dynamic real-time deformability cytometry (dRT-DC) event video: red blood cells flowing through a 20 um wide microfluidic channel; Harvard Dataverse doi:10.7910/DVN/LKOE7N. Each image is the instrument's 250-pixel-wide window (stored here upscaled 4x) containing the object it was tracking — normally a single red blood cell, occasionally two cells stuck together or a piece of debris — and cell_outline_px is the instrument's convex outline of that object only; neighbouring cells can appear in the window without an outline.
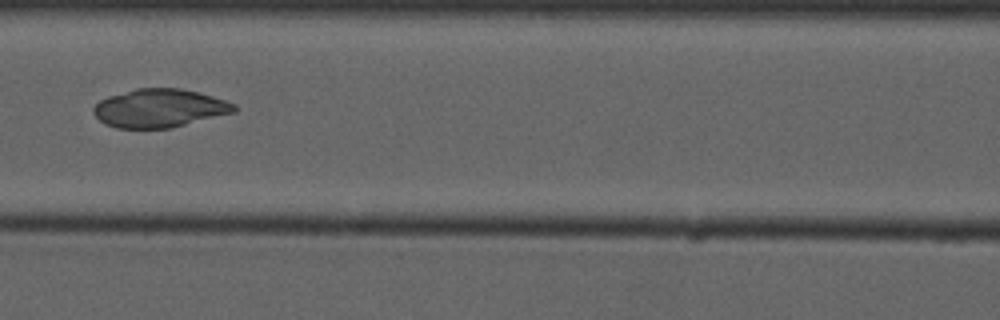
{"species": "common noctule bat (a hibernating species)", "species_latin": "Nyctalus noctula", "temperature_condition": "cold", "stored_images_in_passage": 7, "camera_frame_rate_fps": 3000, "um_per_image_px": 0.085, "animal": {"sex": "male", "forearm_length_mm": 52.5}, "frame": {"image": 1, "passage_image": 7, "time_ms": 7.0, "image_size_px": [1000, 320], "cell_outline_px": [[236, 112], [172, 128], [116, 128], [104, 124], [92, 112], [92, 108], [100, 100], [108, 96], [136, 88], [180, 88], [200, 92], [236, 104]], "centroid_in_image_um": [13.56, 9.2], "position_along_channel_um": 153.0, "area_um2": 31.67}}